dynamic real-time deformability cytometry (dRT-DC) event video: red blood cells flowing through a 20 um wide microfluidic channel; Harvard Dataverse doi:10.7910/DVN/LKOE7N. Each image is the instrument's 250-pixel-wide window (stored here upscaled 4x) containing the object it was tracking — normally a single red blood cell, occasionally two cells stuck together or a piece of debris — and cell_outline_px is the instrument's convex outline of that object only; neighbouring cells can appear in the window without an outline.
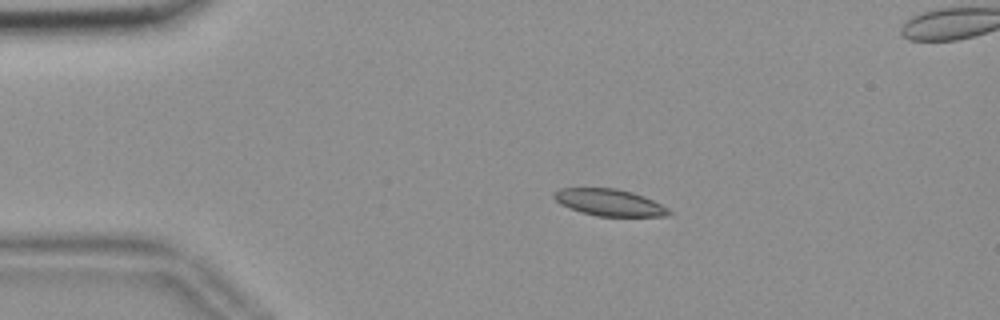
{"species": "common noctule bat (a hibernating species)", "species_latin": "Nyctalus noctula", "temperature_condition": "room temperature", "stored_images_in_passage": 46, "segment_of_instrument_passage": [1, 2], "camera_frame_rate_fps": 3000, "um_per_image_px": 0.085, "animal": {"sex": "female", "body_mass_g": 18.4}, "frame": {"image": 1, "passage_image": 1, "time_ms": 0.0, "image_size_px": [1000, 320], "cell_outline_px": [[672, 212], [668, 216], [596, 216], [580, 212], [560, 204], [552, 196], [552, 192], [560, 188], [616, 188], [632, 192], [644, 196], [668, 208]], "centroid_in_image_um": [51.77, 17.21], "position_along_channel_um": 33.2, "area_um2": 17.98}}
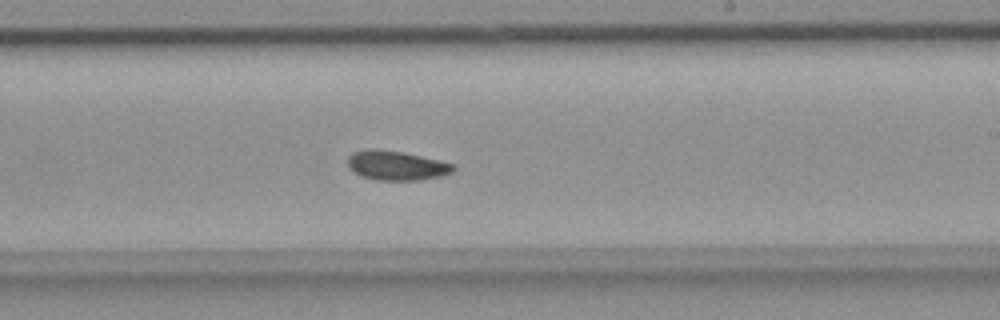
{"frame": {"image": 2, "passage_image": 23, "time_ms": 7.333, "image_size_px": [1000, 320], "cell_outline_px": [[456, 168], [452, 172], [440, 176], [420, 180], [376, 180], [360, 176], [352, 172], [348, 168], [348, 156], [352, 152], [368, 148], [376, 148], [404, 152], [440, 160], [456, 164]], "centroid_in_image_um": [33.67, 14.06], "position_along_channel_um": 255.3, "area_um2": 18.5}}
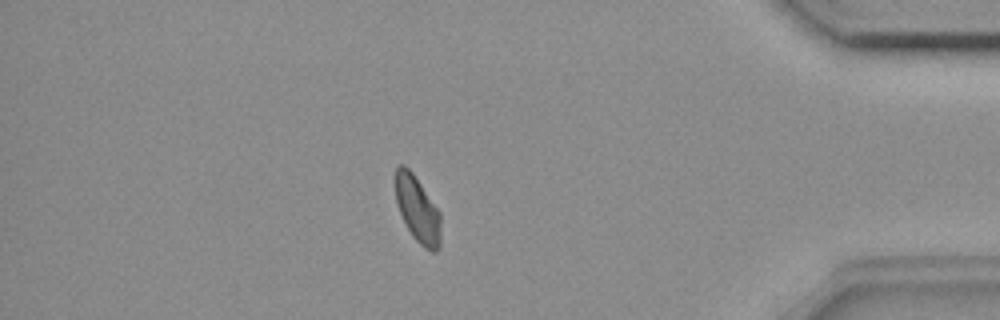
{"frame": {"image": 3, "passage_image": 38, "time_ms": 12.333, "image_size_px": [1000, 320], "cell_outline_px": [[440, 248], [432, 252], [424, 248], [412, 236], [400, 212], [396, 200], [396, 168], [400, 164], [404, 164], [412, 172], [440, 212]], "centroid_in_image_um": [35.5, 17.81], "position_along_channel_um": 399.7, "area_um2": 17.17}}